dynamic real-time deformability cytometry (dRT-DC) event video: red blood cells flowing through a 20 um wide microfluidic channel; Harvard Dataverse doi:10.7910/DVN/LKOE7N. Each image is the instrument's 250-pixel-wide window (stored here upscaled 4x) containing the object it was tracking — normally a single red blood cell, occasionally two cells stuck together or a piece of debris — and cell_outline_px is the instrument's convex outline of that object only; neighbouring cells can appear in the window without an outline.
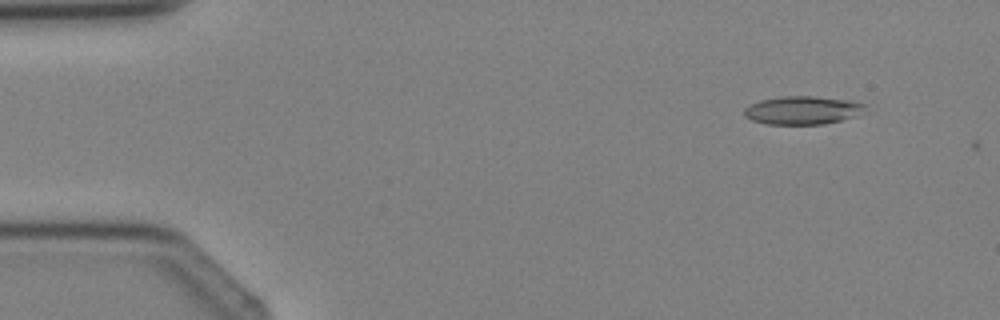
{"species": "Egyptian fruit bat (a non-hibernating species)", "species_latin": "Rousettus aegyptiacus", "temperature_condition": "cold", "stored_images_in_passage": 3, "camera_frame_rate_fps": 3000, "um_per_image_px": 0.085, "animal": {"sex": "female"}, "frame": {"image": 1, "passage_image": 1, "time_ms": 0.0, "image_size_px": [1000, 320], "cell_outline_px": [[868, 104], [856, 116], [824, 124], [764, 124], [752, 120], [744, 116], [744, 108], [760, 100], [780, 96], [816, 96], [852, 100]], "centroid_in_image_um": [68.21, 9.36], "position_along_channel_um": 16.8, "area_um2": 20.0}}